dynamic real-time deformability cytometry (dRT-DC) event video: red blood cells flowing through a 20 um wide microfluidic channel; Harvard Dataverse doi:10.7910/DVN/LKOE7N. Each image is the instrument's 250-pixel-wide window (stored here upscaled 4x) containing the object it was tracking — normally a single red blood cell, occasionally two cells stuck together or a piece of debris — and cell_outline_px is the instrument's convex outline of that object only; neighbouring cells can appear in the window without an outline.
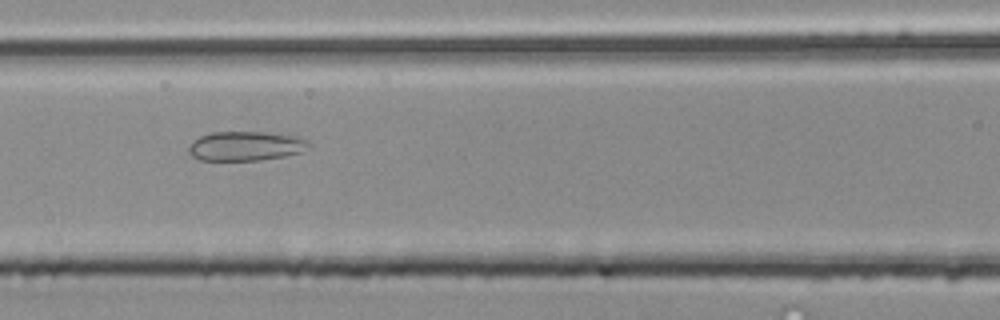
{"species": "common noctule bat (a hibernating species)", "species_latin": "Nyctalus noctula", "temperature_condition": "room temperature", "stored_images_in_passage": 4, "camera_frame_rate_fps": 3000, "um_per_image_px": 0.085, "animal": {"sex": "male", "body_mass_g": 20.4}, "frame": {"image": 1, "passage_image": 4, "time_ms": 1.0, "image_size_px": [1000, 320], "cell_outline_px": [[312, 144], [300, 152], [284, 156], [260, 160], [200, 160], [192, 156], [188, 152], [188, 144], [192, 140], [200, 136], [212, 132], [264, 132], [300, 136], [308, 140]], "centroid_in_image_um": [20.87, 12.4], "position_along_channel_um": 145.7, "area_um2": 20.75}}